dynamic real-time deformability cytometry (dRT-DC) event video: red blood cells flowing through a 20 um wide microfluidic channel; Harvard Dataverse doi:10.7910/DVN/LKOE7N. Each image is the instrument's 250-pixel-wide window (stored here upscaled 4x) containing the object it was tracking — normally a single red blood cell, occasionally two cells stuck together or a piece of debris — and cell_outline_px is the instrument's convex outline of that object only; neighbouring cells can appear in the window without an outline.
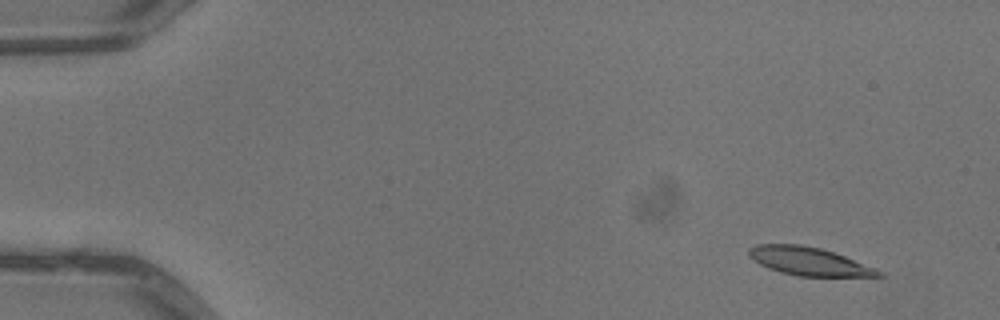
{"species": "common noctule bat (a hibernating species)", "species_latin": "Nyctalus noctula", "temperature_condition": "warm", "stored_images_in_passage": 5, "camera_frame_rate_fps": 3000, "um_per_image_px": 0.085, "animal": {"sex": "male", "body_mass_g": 13.3}, "frame": {"image": 1, "passage_image": 2, "time_ms": 0.333, "image_size_px": [1000, 320], "cell_outline_px": [[888, 276], [800, 276], [780, 272], [768, 268], [760, 264], [748, 256], [748, 248], [756, 244], [800, 244], [820, 248], [844, 256], [876, 268], [884, 272]], "centroid_in_image_um": [68.75, 22.21], "position_along_channel_um": 16.2, "area_um2": 21.27}}
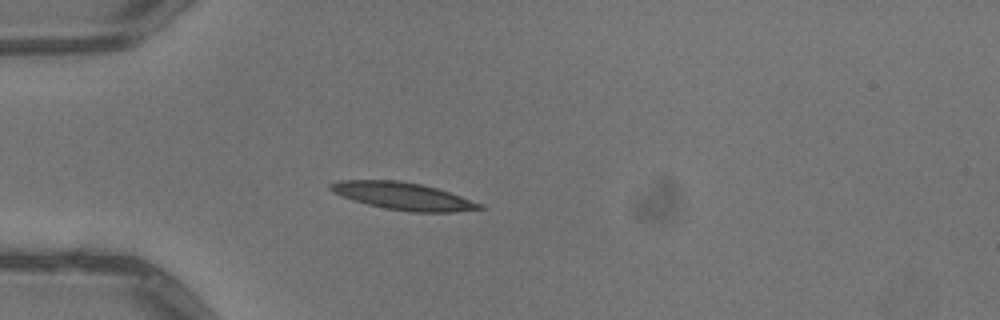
{"frame": {"image": 2, "passage_image": 5, "time_ms": 1.333, "image_size_px": [1000, 320], "cell_outline_px": [[484, 208], [456, 212], [412, 212], [384, 208], [352, 200], [332, 192], [328, 188], [328, 184], [340, 180], [396, 180], [420, 184], [436, 188], [484, 204]], "centroid_in_image_um": [34.24, 16.67], "position_along_channel_um": 50.8, "area_um2": 23.7}}